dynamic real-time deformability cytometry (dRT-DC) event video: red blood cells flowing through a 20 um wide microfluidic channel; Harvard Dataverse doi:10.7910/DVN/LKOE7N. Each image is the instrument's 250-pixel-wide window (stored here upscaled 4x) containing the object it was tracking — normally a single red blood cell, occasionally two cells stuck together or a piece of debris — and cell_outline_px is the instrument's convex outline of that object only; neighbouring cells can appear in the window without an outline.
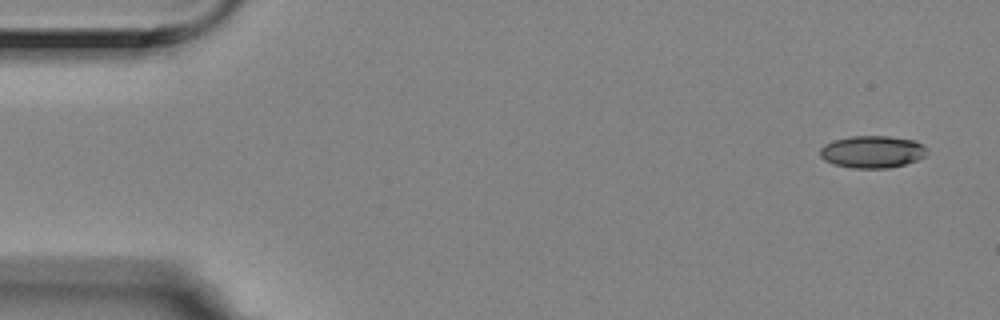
{"species": "Egyptian fruit bat (a non-hibernating species)", "species_latin": "Rousettus aegyptiacus", "temperature_condition": "room temperature", "stored_images_in_passage": 5, "camera_frame_rate_fps": 3000, "um_per_image_px": 0.085, "animal": {"sex": "female"}, "frame": {"image": 1, "passage_image": 1, "time_ms": 0.0, "image_size_px": [1000, 320], "cell_outline_px": [[928, 152], [924, 156], [916, 160], [904, 164], [888, 168], [852, 168], [836, 164], [824, 160], [820, 156], [820, 148], [824, 144], [832, 140], [852, 136], [888, 136], [916, 140], [924, 144], [928, 148]], "centroid_in_image_um": [74.17, 12.89], "position_along_channel_um": 10.8, "area_um2": 20.23}}
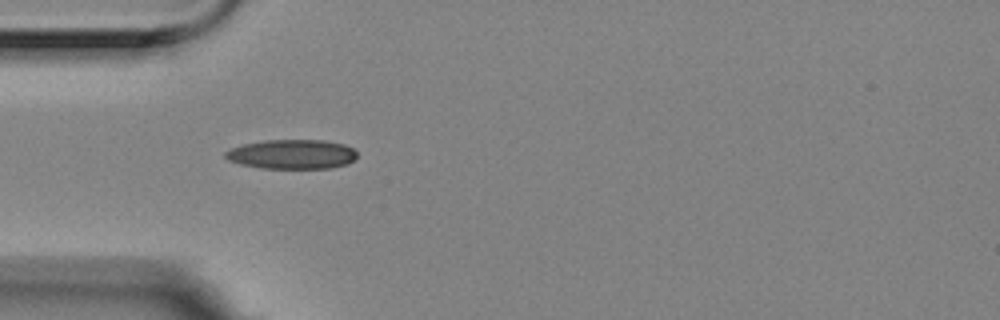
{"frame": {"image": 2, "passage_image": 4, "time_ms": 1.0, "image_size_px": [1000, 320], "cell_outline_px": [[356, 156], [348, 164], [332, 168], [260, 168], [240, 164], [228, 160], [224, 156], [224, 152], [232, 148], [244, 144], [264, 140], [324, 140], [344, 144], [352, 148], [356, 152]], "centroid_in_image_um": [24.81, 13.11], "position_along_channel_um": 60.2, "area_um2": 22.6}}
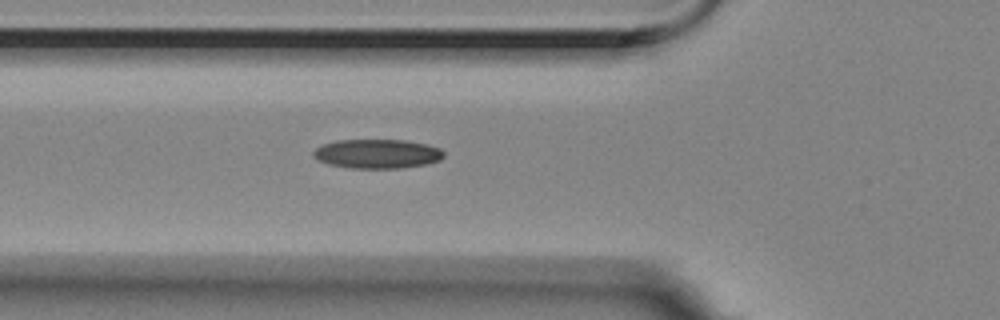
{"frame": {"image": 3, "passage_image": 5, "time_ms": 1.333, "image_size_px": [1000, 320], "cell_outline_px": [[444, 156], [440, 160], [424, 164], [400, 168], [348, 168], [328, 164], [312, 156], [312, 152], [316, 148], [324, 144], [336, 140], [404, 140], [424, 144], [440, 148], [444, 152]], "centroid_in_image_um": [32.04, 13.07], "position_along_channel_um": 93.8, "area_um2": 22.08}}